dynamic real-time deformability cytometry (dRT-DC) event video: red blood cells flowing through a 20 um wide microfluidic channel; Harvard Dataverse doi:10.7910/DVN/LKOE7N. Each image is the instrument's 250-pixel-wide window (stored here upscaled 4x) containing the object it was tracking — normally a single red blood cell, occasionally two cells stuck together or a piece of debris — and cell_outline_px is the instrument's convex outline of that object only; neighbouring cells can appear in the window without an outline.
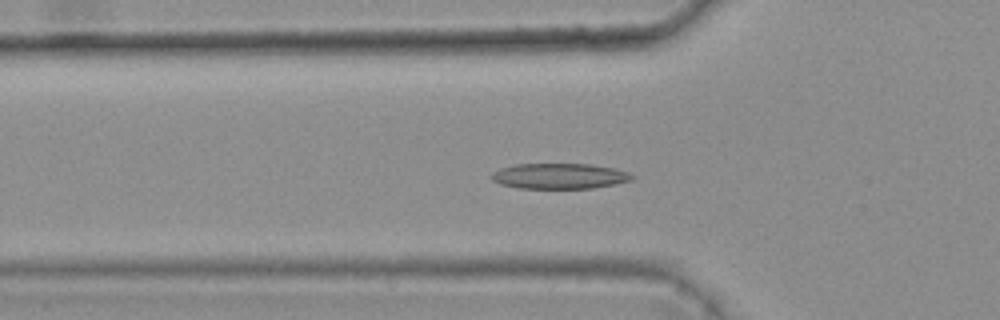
{"species": "common noctule bat (a hibernating species)", "species_latin": "Nyctalus noctula", "temperature_condition": "warm", "stored_images_in_passage": 45, "camera_frame_rate_fps": 3000, "um_per_image_px": 0.085, "animal": {"sex": "female", "body_mass_g": 25.1}, "frame": {"image": 1, "passage_image": 18, "time_ms": 5.667, "image_size_px": [1000, 320], "cell_outline_px": [[636, 176], [632, 180], [616, 184], [592, 188], [516, 188], [500, 184], [492, 180], [488, 176], [492, 172], [500, 168], [516, 164], [592, 164], [616, 168], [628, 172]], "centroid_in_image_um": [47.55, 14.96], "position_along_channel_um": 78.2, "area_um2": 21.15}}
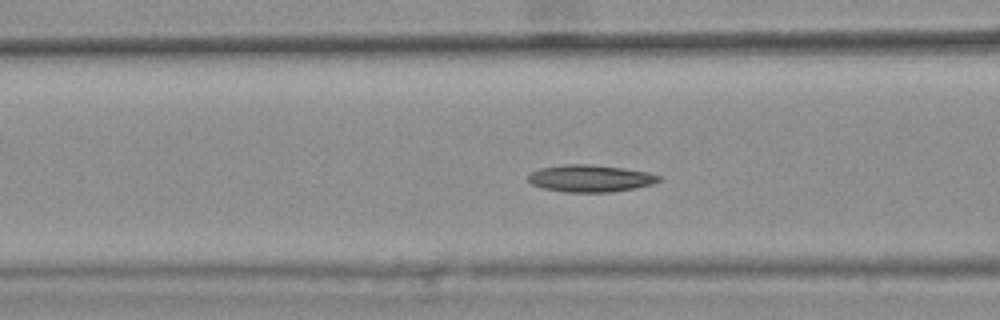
{"frame": {"image": 2, "passage_image": 21, "time_ms": 6.667, "image_size_px": [1000, 320], "cell_outline_px": [[660, 180], [652, 184], [636, 188], [612, 192], [564, 192], [544, 188], [532, 184], [528, 180], [528, 176], [532, 172], [540, 168], [564, 164], [588, 164], [624, 168], [648, 172], [660, 176]], "centroid_in_image_um": [50.18, 15.16], "position_along_channel_um": 116.4, "area_um2": 20.58}}
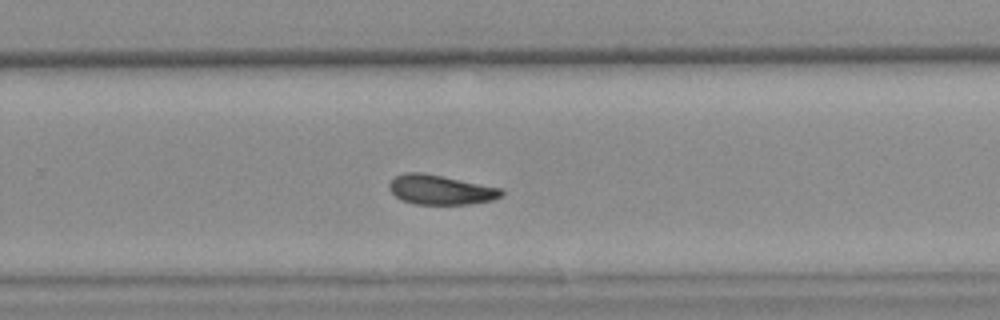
{"frame": {"image": 3, "passage_image": 35, "time_ms": 11.333, "image_size_px": [1000, 320], "cell_outline_px": [[504, 196], [492, 200], [468, 204], [416, 204], [404, 200], [396, 196], [388, 188], [388, 184], [396, 176], [404, 172], [424, 172], [504, 188]], "centroid_in_image_um": [37.5, 16.11], "position_along_channel_um": 292.3, "area_um2": 19.54}, "authors_computed_cell_mechanics": {"area_um2": 20.1722, "velocity_mm_per_s": 3.7806, "shape_relaxation_time_tau1_ms": 10.0132, "shape_relaxation_time_tau2_ms": 5.8805, "deformation_change_tau1": 0.2226, "deformation_change_tau2": 0.1261}}